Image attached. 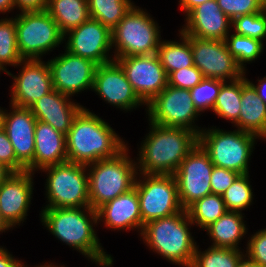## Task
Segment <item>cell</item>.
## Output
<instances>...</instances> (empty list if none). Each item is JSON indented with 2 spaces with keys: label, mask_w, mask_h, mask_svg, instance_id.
Returning <instances> with one entry per match:
<instances>
[{
  "label": "cell",
  "mask_w": 266,
  "mask_h": 267,
  "mask_svg": "<svg viewBox=\"0 0 266 267\" xmlns=\"http://www.w3.org/2000/svg\"><path fill=\"white\" fill-rule=\"evenodd\" d=\"M64 52L47 61L54 89L70 97L87 89L92 90L98 65L66 49Z\"/></svg>",
  "instance_id": "2e32d148"
},
{
  "label": "cell",
  "mask_w": 266,
  "mask_h": 267,
  "mask_svg": "<svg viewBox=\"0 0 266 267\" xmlns=\"http://www.w3.org/2000/svg\"><path fill=\"white\" fill-rule=\"evenodd\" d=\"M210 0H179V5L185 16L195 7Z\"/></svg>",
  "instance_id": "f6af8a7d"
},
{
  "label": "cell",
  "mask_w": 266,
  "mask_h": 267,
  "mask_svg": "<svg viewBox=\"0 0 266 267\" xmlns=\"http://www.w3.org/2000/svg\"><path fill=\"white\" fill-rule=\"evenodd\" d=\"M48 0H14V6L21 12L44 11Z\"/></svg>",
  "instance_id": "7bdbcfd3"
},
{
  "label": "cell",
  "mask_w": 266,
  "mask_h": 267,
  "mask_svg": "<svg viewBox=\"0 0 266 267\" xmlns=\"http://www.w3.org/2000/svg\"><path fill=\"white\" fill-rule=\"evenodd\" d=\"M97 221L105 224V227L114 230L143 231V222L140 214L139 198L136 188L119 195L105 203L97 210Z\"/></svg>",
  "instance_id": "7402d4cb"
},
{
  "label": "cell",
  "mask_w": 266,
  "mask_h": 267,
  "mask_svg": "<svg viewBox=\"0 0 266 267\" xmlns=\"http://www.w3.org/2000/svg\"><path fill=\"white\" fill-rule=\"evenodd\" d=\"M185 17L186 23L179 31L184 36L224 41L231 32L232 21L221 10L216 0L195 7Z\"/></svg>",
  "instance_id": "44dd1931"
},
{
  "label": "cell",
  "mask_w": 266,
  "mask_h": 267,
  "mask_svg": "<svg viewBox=\"0 0 266 267\" xmlns=\"http://www.w3.org/2000/svg\"><path fill=\"white\" fill-rule=\"evenodd\" d=\"M40 217L42 225L55 238L98 266H112L113 258L106 254L93 228L98 224L96 210L91 207L43 208Z\"/></svg>",
  "instance_id": "6da1fadb"
},
{
  "label": "cell",
  "mask_w": 266,
  "mask_h": 267,
  "mask_svg": "<svg viewBox=\"0 0 266 267\" xmlns=\"http://www.w3.org/2000/svg\"><path fill=\"white\" fill-rule=\"evenodd\" d=\"M146 108L148 120L154 124L186 128L197 135L202 130L195 124L201 113L195 107L189 89L167 85Z\"/></svg>",
  "instance_id": "8fae6325"
},
{
  "label": "cell",
  "mask_w": 266,
  "mask_h": 267,
  "mask_svg": "<svg viewBox=\"0 0 266 267\" xmlns=\"http://www.w3.org/2000/svg\"><path fill=\"white\" fill-rule=\"evenodd\" d=\"M240 101L241 78L232 82H225L221 86L212 110L218 117L231 121L239 129Z\"/></svg>",
  "instance_id": "f1b7e54d"
},
{
  "label": "cell",
  "mask_w": 266,
  "mask_h": 267,
  "mask_svg": "<svg viewBox=\"0 0 266 267\" xmlns=\"http://www.w3.org/2000/svg\"><path fill=\"white\" fill-rule=\"evenodd\" d=\"M126 147L117 156L86 165L90 207L97 210L105 203L134 187L137 167Z\"/></svg>",
  "instance_id": "5b68a950"
},
{
  "label": "cell",
  "mask_w": 266,
  "mask_h": 267,
  "mask_svg": "<svg viewBox=\"0 0 266 267\" xmlns=\"http://www.w3.org/2000/svg\"><path fill=\"white\" fill-rule=\"evenodd\" d=\"M238 267H262L258 265L257 263H254L250 261L246 256L241 260L240 264Z\"/></svg>",
  "instance_id": "681fc988"
},
{
  "label": "cell",
  "mask_w": 266,
  "mask_h": 267,
  "mask_svg": "<svg viewBox=\"0 0 266 267\" xmlns=\"http://www.w3.org/2000/svg\"><path fill=\"white\" fill-rule=\"evenodd\" d=\"M134 187L139 198L143 228L150 221L170 217L183 210L174 175L137 173Z\"/></svg>",
  "instance_id": "30bf717a"
},
{
  "label": "cell",
  "mask_w": 266,
  "mask_h": 267,
  "mask_svg": "<svg viewBox=\"0 0 266 267\" xmlns=\"http://www.w3.org/2000/svg\"><path fill=\"white\" fill-rule=\"evenodd\" d=\"M92 90L110 105L126 112L145 106L115 60L97 66Z\"/></svg>",
  "instance_id": "ac0fdd59"
},
{
  "label": "cell",
  "mask_w": 266,
  "mask_h": 267,
  "mask_svg": "<svg viewBox=\"0 0 266 267\" xmlns=\"http://www.w3.org/2000/svg\"><path fill=\"white\" fill-rule=\"evenodd\" d=\"M25 267H28V266L26 265ZM36 267H65V266H64V264L62 266L61 265L58 266V265H55V264L53 265L52 263L51 264L50 263L49 264L48 263L47 264L44 263L43 265L41 264L40 266H36Z\"/></svg>",
  "instance_id": "f5cc1de1"
},
{
  "label": "cell",
  "mask_w": 266,
  "mask_h": 267,
  "mask_svg": "<svg viewBox=\"0 0 266 267\" xmlns=\"http://www.w3.org/2000/svg\"><path fill=\"white\" fill-rule=\"evenodd\" d=\"M15 25L22 59H41L64 43V34L46 10L20 12L15 16Z\"/></svg>",
  "instance_id": "9c48e42d"
},
{
  "label": "cell",
  "mask_w": 266,
  "mask_h": 267,
  "mask_svg": "<svg viewBox=\"0 0 266 267\" xmlns=\"http://www.w3.org/2000/svg\"><path fill=\"white\" fill-rule=\"evenodd\" d=\"M211 128H202L198 134V143L209 154L213 165L239 174L249 173V160L255 141L260 138L240 129L224 131L214 126Z\"/></svg>",
  "instance_id": "52a82bcc"
},
{
  "label": "cell",
  "mask_w": 266,
  "mask_h": 267,
  "mask_svg": "<svg viewBox=\"0 0 266 267\" xmlns=\"http://www.w3.org/2000/svg\"><path fill=\"white\" fill-rule=\"evenodd\" d=\"M186 211L193 225L205 230L228 210L221 195L209 194L195 201Z\"/></svg>",
  "instance_id": "f546056e"
},
{
  "label": "cell",
  "mask_w": 266,
  "mask_h": 267,
  "mask_svg": "<svg viewBox=\"0 0 266 267\" xmlns=\"http://www.w3.org/2000/svg\"><path fill=\"white\" fill-rule=\"evenodd\" d=\"M46 11L63 34L91 18L87 0H48Z\"/></svg>",
  "instance_id": "4316f807"
},
{
  "label": "cell",
  "mask_w": 266,
  "mask_h": 267,
  "mask_svg": "<svg viewBox=\"0 0 266 267\" xmlns=\"http://www.w3.org/2000/svg\"><path fill=\"white\" fill-rule=\"evenodd\" d=\"M125 143L108 122L83 107L66 134L67 161L88 165L110 159L127 147Z\"/></svg>",
  "instance_id": "3957f363"
},
{
  "label": "cell",
  "mask_w": 266,
  "mask_h": 267,
  "mask_svg": "<svg viewBox=\"0 0 266 267\" xmlns=\"http://www.w3.org/2000/svg\"><path fill=\"white\" fill-rule=\"evenodd\" d=\"M150 131L138 149L137 172L146 175H173L198 144V135L189 129L165 127L149 122Z\"/></svg>",
  "instance_id": "7a4b0ae2"
},
{
  "label": "cell",
  "mask_w": 266,
  "mask_h": 267,
  "mask_svg": "<svg viewBox=\"0 0 266 267\" xmlns=\"http://www.w3.org/2000/svg\"><path fill=\"white\" fill-rule=\"evenodd\" d=\"M192 226L187 211L183 209L170 217L148 222L141 236L149 249L168 262L190 267L197 247L189 228Z\"/></svg>",
  "instance_id": "277c9868"
},
{
  "label": "cell",
  "mask_w": 266,
  "mask_h": 267,
  "mask_svg": "<svg viewBox=\"0 0 266 267\" xmlns=\"http://www.w3.org/2000/svg\"><path fill=\"white\" fill-rule=\"evenodd\" d=\"M71 100L70 96L54 89L35 101L29 108L36 120L47 123L66 135L74 117L84 107Z\"/></svg>",
  "instance_id": "603a6c76"
},
{
  "label": "cell",
  "mask_w": 266,
  "mask_h": 267,
  "mask_svg": "<svg viewBox=\"0 0 266 267\" xmlns=\"http://www.w3.org/2000/svg\"><path fill=\"white\" fill-rule=\"evenodd\" d=\"M167 78L168 85L189 90L204 79L202 72L195 65L171 72Z\"/></svg>",
  "instance_id": "f35d334b"
},
{
  "label": "cell",
  "mask_w": 266,
  "mask_h": 267,
  "mask_svg": "<svg viewBox=\"0 0 266 267\" xmlns=\"http://www.w3.org/2000/svg\"><path fill=\"white\" fill-rule=\"evenodd\" d=\"M247 241L245 256L250 261L266 267V228L258 230Z\"/></svg>",
  "instance_id": "ab89813d"
},
{
  "label": "cell",
  "mask_w": 266,
  "mask_h": 267,
  "mask_svg": "<svg viewBox=\"0 0 266 267\" xmlns=\"http://www.w3.org/2000/svg\"><path fill=\"white\" fill-rule=\"evenodd\" d=\"M14 171L4 163L0 162V185L6 181Z\"/></svg>",
  "instance_id": "7dc6e473"
},
{
  "label": "cell",
  "mask_w": 266,
  "mask_h": 267,
  "mask_svg": "<svg viewBox=\"0 0 266 267\" xmlns=\"http://www.w3.org/2000/svg\"><path fill=\"white\" fill-rule=\"evenodd\" d=\"M124 71L134 92L149 104L167 85L168 78L157 54L114 59Z\"/></svg>",
  "instance_id": "5bb4252c"
},
{
  "label": "cell",
  "mask_w": 266,
  "mask_h": 267,
  "mask_svg": "<svg viewBox=\"0 0 266 267\" xmlns=\"http://www.w3.org/2000/svg\"><path fill=\"white\" fill-rule=\"evenodd\" d=\"M244 257L238 249L210 246L202 252L197 245L190 267H238Z\"/></svg>",
  "instance_id": "1f68e13d"
},
{
  "label": "cell",
  "mask_w": 266,
  "mask_h": 267,
  "mask_svg": "<svg viewBox=\"0 0 266 267\" xmlns=\"http://www.w3.org/2000/svg\"><path fill=\"white\" fill-rule=\"evenodd\" d=\"M218 6L232 21L242 15L264 11L266 0H216Z\"/></svg>",
  "instance_id": "74e56055"
},
{
  "label": "cell",
  "mask_w": 266,
  "mask_h": 267,
  "mask_svg": "<svg viewBox=\"0 0 266 267\" xmlns=\"http://www.w3.org/2000/svg\"><path fill=\"white\" fill-rule=\"evenodd\" d=\"M10 105L12 111H4L3 129L14 148L16 159L26 168L34 157L37 120L30 108Z\"/></svg>",
  "instance_id": "ffe728a7"
},
{
  "label": "cell",
  "mask_w": 266,
  "mask_h": 267,
  "mask_svg": "<svg viewBox=\"0 0 266 267\" xmlns=\"http://www.w3.org/2000/svg\"><path fill=\"white\" fill-rule=\"evenodd\" d=\"M17 76L7 71L13 79L10 104L29 108L35 101L54 90L48 62L42 59H23Z\"/></svg>",
  "instance_id": "e0dca14e"
},
{
  "label": "cell",
  "mask_w": 266,
  "mask_h": 267,
  "mask_svg": "<svg viewBox=\"0 0 266 267\" xmlns=\"http://www.w3.org/2000/svg\"><path fill=\"white\" fill-rule=\"evenodd\" d=\"M243 215L242 212L227 211L207 227L204 231L213 242L211 246L240 250V240L247 234Z\"/></svg>",
  "instance_id": "484cf974"
},
{
  "label": "cell",
  "mask_w": 266,
  "mask_h": 267,
  "mask_svg": "<svg viewBox=\"0 0 266 267\" xmlns=\"http://www.w3.org/2000/svg\"><path fill=\"white\" fill-rule=\"evenodd\" d=\"M4 111L3 108L0 107V130L3 128V118H4Z\"/></svg>",
  "instance_id": "816d5d0a"
},
{
  "label": "cell",
  "mask_w": 266,
  "mask_h": 267,
  "mask_svg": "<svg viewBox=\"0 0 266 267\" xmlns=\"http://www.w3.org/2000/svg\"><path fill=\"white\" fill-rule=\"evenodd\" d=\"M46 198L44 208L90 207L88 172L84 164L64 162L44 167Z\"/></svg>",
  "instance_id": "ba28073f"
},
{
  "label": "cell",
  "mask_w": 266,
  "mask_h": 267,
  "mask_svg": "<svg viewBox=\"0 0 266 267\" xmlns=\"http://www.w3.org/2000/svg\"><path fill=\"white\" fill-rule=\"evenodd\" d=\"M224 83L222 80L204 78L194 88L190 89L193 103L200 113L207 109L212 110L221 86Z\"/></svg>",
  "instance_id": "8d00e7d4"
},
{
  "label": "cell",
  "mask_w": 266,
  "mask_h": 267,
  "mask_svg": "<svg viewBox=\"0 0 266 267\" xmlns=\"http://www.w3.org/2000/svg\"><path fill=\"white\" fill-rule=\"evenodd\" d=\"M34 174L29 171L14 172L0 185V212L12 229L20 226L28 216Z\"/></svg>",
  "instance_id": "d6986e66"
},
{
  "label": "cell",
  "mask_w": 266,
  "mask_h": 267,
  "mask_svg": "<svg viewBox=\"0 0 266 267\" xmlns=\"http://www.w3.org/2000/svg\"><path fill=\"white\" fill-rule=\"evenodd\" d=\"M18 52L15 18L0 19V72H7V65L14 68L22 61Z\"/></svg>",
  "instance_id": "d6a6232c"
},
{
  "label": "cell",
  "mask_w": 266,
  "mask_h": 267,
  "mask_svg": "<svg viewBox=\"0 0 266 267\" xmlns=\"http://www.w3.org/2000/svg\"><path fill=\"white\" fill-rule=\"evenodd\" d=\"M259 82L258 84H253V82L249 81L253 87L257 91V95L263 100V102L266 104V76L264 78H261L260 80L257 79Z\"/></svg>",
  "instance_id": "bcb514c9"
},
{
  "label": "cell",
  "mask_w": 266,
  "mask_h": 267,
  "mask_svg": "<svg viewBox=\"0 0 266 267\" xmlns=\"http://www.w3.org/2000/svg\"><path fill=\"white\" fill-rule=\"evenodd\" d=\"M185 37L191 43L193 64L202 72L204 78L232 82L246 74L229 52L225 41Z\"/></svg>",
  "instance_id": "4fadbf2b"
},
{
  "label": "cell",
  "mask_w": 266,
  "mask_h": 267,
  "mask_svg": "<svg viewBox=\"0 0 266 267\" xmlns=\"http://www.w3.org/2000/svg\"><path fill=\"white\" fill-rule=\"evenodd\" d=\"M33 161L26 171L35 173L44 167L67 162L66 135L51 125L37 120Z\"/></svg>",
  "instance_id": "cb8c5ba5"
},
{
  "label": "cell",
  "mask_w": 266,
  "mask_h": 267,
  "mask_svg": "<svg viewBox=\"0 0 266 267\" xmlns=\"http://www.w3.org/2000/svg\"><path fill=\"white\" fill-rule=\"evenodd\" d=\"M179 34V41L161 40L157 49L156 54L167 76L176 70L194 66L191 43L182 33Z\"/></svg>",
  "instance_id": "83f0119b"
},
{
  "label": "cell",
  "mask_w": 266,
  "mask_h": 267,
  "mask_svg": "<svg viewBox=\"0 0 266 267\" xmlns=\"http://www.w3.org/2000/svg\"><path fill=\"white\" fill-rule=\"evenodd\" d=\"M160 32L156 20L146 10L133 5L111 30L114 59L156 54L161 41Z\"/></svg>",
  "instance_id": "8992f818"
},
{
  "label": "cell",
  "mask_w": 266,
  "mask_h": 267,
  "mask_svg": "<svg viewBox=\"0 0 266 267\" xmlns=\"http://www.w3.org/2000/svg\"><path fill=\"white\" fill-rule=\"evenodd\" d=\"M91 19L112 30L134 5L131 0H87Z\"/></svg>",
  "instance_id": "4dcf8cb0"
},
{
  "label": "cell",
  "mask_w": 266,
  "mask_h": 267,
  "mask_svg": "<svg viewBox=\"0 0 266 267\" xmlns=\"http://www.w3.org/2000/svg\"><path fill=\"white\" fill-rule=\"evenodd\" d=\"M12 227L5 221V219L3 218L1 212H0V233L5 232V230H9Z\"/></svg>",
  "instance_id": "f907efd6"
},
{
  "label": "cell",
  "mask_w": 266,
  "mask_h": 267,
  "mask_svg": "<svg viewBox=\"0 0 266 267\" xmlns=\"http://www.w3.org/2000/svg\"><path fill=\"white\" fill-rule=\"evenodd\" d=\"M235 34L264 41L266 38V12L242 15L232 20Z\"/></svg>",
  "instance_id": "d590c367"
},
{
  "label": "cell",
  "mask_w": 266,
  "mask_h": 267,
  "mask_svg": "<svg viewBox=\"0 0 266 267\" xmlns=\"http://www.w3.org/2000/svg\"><path fill=\"white\" fill-rule=\"evenodd\" d=\"M14 9V0H0V13H10V11Z\"/></svg>",
  "instance_id": "c3c4849f"
},
{
  "label": "cell",
  "mask_w": 266,
  "mask_h": 267,
  "mask_svg": "<svg viewBox=\"0 0 266 267\" xmlns=\"http://www.w3.org/2000/svg\"><path fill=\"white\" fill-rule=\"evenodd\" d=\"M239 129L266 139V104L246 78L241 77Z\"/></svg>",
  "instance_id": "d4e9b609"
},
{
  "label": "cell",
  "mask_w": 266,
  "mask_h": 267,
  "mask_svg": "<svg viewBox=\"0 0 266 267\" xmlns=\"http://www.w3.org/2000/svg\"><path fill=\"white\" fill-rule=\"evenodd\" d=\"M224 41L229 52L243 71H246V64L244 63L250 64L263 53V42L255 38L231 33V35H227Z\"/></svg>",
  "instance_id": "836d02e7"
},
{
  "label": "cell",
  "mask_w": 266,
  "mask_h": 267,
  "mask_svg": "<svg viewBox=\"0 0 266 267\" xmlns=\"http://www.w3.org/2000/svg\"><path fill=\"white\" fill-rule=\"evenodd\" d=\"M239 175V173L233 170L214 166L210 181L212 194L222 196Z\"/></svg>",
  "instance_id": "60d3db41"
},
{
  "label": "cell",
  "mask_w": 266,
  "mask_h": 267,
  "mask_svg": "<svg viewBox=\"0 0 266 267\" xmlns=\"http://www.w3.org/2000/svg\"><path fill=\"white\" fill-rule=\"evenodd\" d=\"M214 168L209 154L198 143L173 174L177 183L178 197L183 209L211 192V173Z\"/></svg>",
  "instance_id": "7c38bea8"
},
{
  "label": "cell",
  "mask_w": 266,
  "mask_h": 267,
  "mask_svg": "<svg viewBox=\"0 0 266 267\" xmlns=\"http://www.w3.org/2000/svg\"><path fill=\"white\" fill-rule=\"evenodd\" d=\"M0 267H25V264L12 256L6 248L0 246Z\"/></svg>",
  "instance_id": "ee69618b"
},
{
  "label": "cell",
  "mask_w": 266,
  "mask_h": 267,
  "mask_svg": "<svg viewBox=\"0 0 266 267\" xmlns=\"http://www.w3.org/2000/svg\"><path fill=\"white\" fill-rule=\"evenodd\" d=\"M0 162L7 165L14 172L26 171V168L16 159L14 148L3 128L0 130Z\"/></svg>",
  "instance_id": "b9f144b4"
},
{
  "label": "cell",
  "mask_w": 266,
  "mask_h": 267,
  "mask_svg": "<svg viewBox=\"0 0 266 267\" xmlns=\"http://www.w3.org/2000/svg\"><path fill=\"white\" fill-rule=\"evenodd\" d=\"M251 187L249 173L240 174L222 194L226 209L241 212L252 205L254 195Z\"/></svg>",
  "instance_id": "e575fe53"
},
{
  "label": "cell",
  "mask_w": 266,
  "mask_h": 267,
  "mask_svg": "<svg viewBox=\"0 0 266 267\" xmlns=\"http://www.w3.org/2000/svg\"><path fill=\"white\" fill-rule=\"evenodd\" d=\"M64 41L66 44L64 48L67 51L97 65L114 60V57L109 54L112 49L111 30L97 20L90 18L78 27L69 30L64 34Z\"/></svg>",
  "instance_id": "9a60e30c"
}]
</instances>
